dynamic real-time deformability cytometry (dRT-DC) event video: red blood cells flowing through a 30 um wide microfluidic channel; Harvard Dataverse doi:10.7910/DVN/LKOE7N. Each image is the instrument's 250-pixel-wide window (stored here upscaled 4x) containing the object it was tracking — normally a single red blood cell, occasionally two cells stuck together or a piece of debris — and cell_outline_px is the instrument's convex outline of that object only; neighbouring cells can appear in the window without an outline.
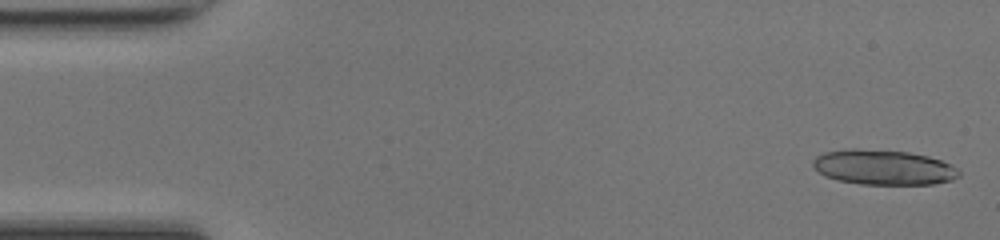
{"species": "common noctule bat (a hibernating species)", "species_latin": "Nyctalus noctula", "temperature_condition": "room temperature", "stored_images_in_passage": 31, "camera_frame_rate_fps": 3000, "um_per_image_px": 0.085, "animal": {"sex": "female", "body_mass_g": 17.0, "forearm_length_mm": 48.0}, "frame": {"image": 1, "passage_image": 1, "time_ms": 0.0, "image_size_px": [1000, 240], "cell_outline_px": [[960, 176], [952, 180], [932, 184], [860, 184], [836, 180], [824, 176], [812, 164], [812, 160], [816, 156], [824, 152], [852, 148], [856, 148], [908, 152], [928, 156], [952, 164], [960, 172]], "centroid_in_image_um": [75.09, 14.22], "position_along_channel_um": 9.9, "area_um2": 29.88}}
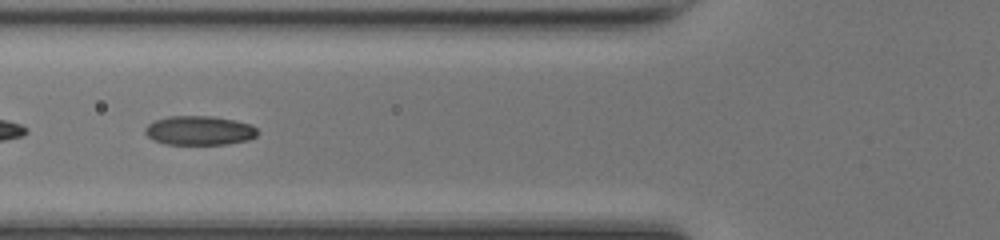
{"frame": {"image": 2, "passage_image": 18, "time_ms": 5.667, "image_size_px": [1000, 240], "cell_outline_px": [[260, 132], [256, 136], [248, 140], [228, 144], [164, 144], [152, 140], [144, 132], [144, 128], [148, 124], [156, 120], [168, 116], [212, 116], [236, 120], [252, 124]], "centroid_in_image_um": [16.96, 11.09], "position_along_channel_um": 108.8, "area_um2": 19.36}}
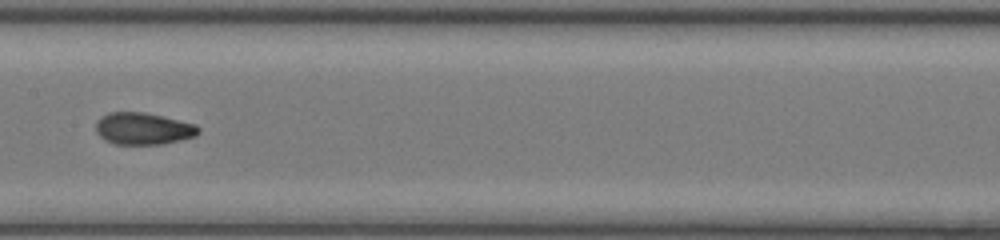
{"frame": {"image": 3, "passage_image": 24, "time_ms": 7.667, "image_size_px": [1000, 240], "cell_outline_px": [[200, 132], [196, 136], [164, 144], [116, 144], [104, 140], [96, 132], [96, 120], [100, 116], [108, 112], [144, 112], [196, 124], [200, 128]], "centroid_in_image_um": [12.16, 10.93], "position_along_channel_um": 195.2, "area_um2": 19.25}}